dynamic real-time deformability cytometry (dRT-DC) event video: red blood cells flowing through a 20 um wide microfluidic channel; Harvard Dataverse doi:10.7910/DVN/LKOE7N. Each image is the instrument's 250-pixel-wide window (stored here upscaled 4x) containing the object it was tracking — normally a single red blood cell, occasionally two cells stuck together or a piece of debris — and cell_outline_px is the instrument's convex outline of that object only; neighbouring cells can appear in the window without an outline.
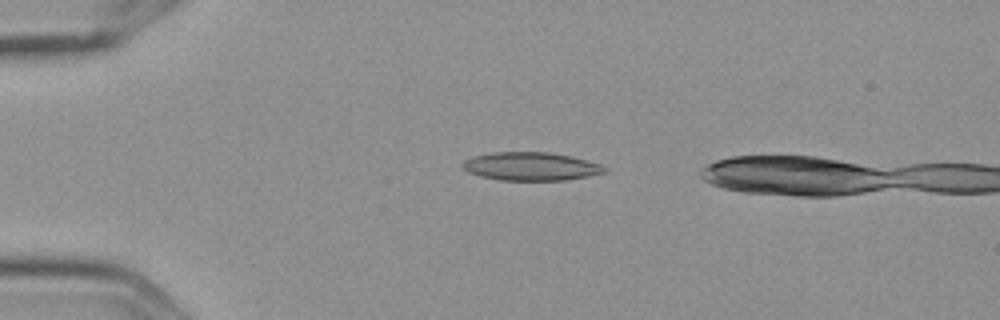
{"species": "Egyptian fruit bat (a non-hibernating species)", "species_latin": "Rousettus aegyptiacus", "temperature_condition": "cold", "stored_images_in_passage": 5, "camera_frame_rate_fps": 3000, "um_per_image_px": 0.085, "frame": {"image": 1, "passage_image": 3, "time_ms": 0.667, "image_size_px": [1000, 320], "cell_outline_px": [[608, 172], [588, 176], [564, 180], [500, 180], [480, 176], [468, 172], [460, 164], [464, 160], [472, 156], [492, 152], [548, 152], [572, 156], [600, 164], [608, 168]], "centroid_in_image_um": [45.12, 14.14], "position_along_channel_um": 39.9, "area_um2": 23.52}}